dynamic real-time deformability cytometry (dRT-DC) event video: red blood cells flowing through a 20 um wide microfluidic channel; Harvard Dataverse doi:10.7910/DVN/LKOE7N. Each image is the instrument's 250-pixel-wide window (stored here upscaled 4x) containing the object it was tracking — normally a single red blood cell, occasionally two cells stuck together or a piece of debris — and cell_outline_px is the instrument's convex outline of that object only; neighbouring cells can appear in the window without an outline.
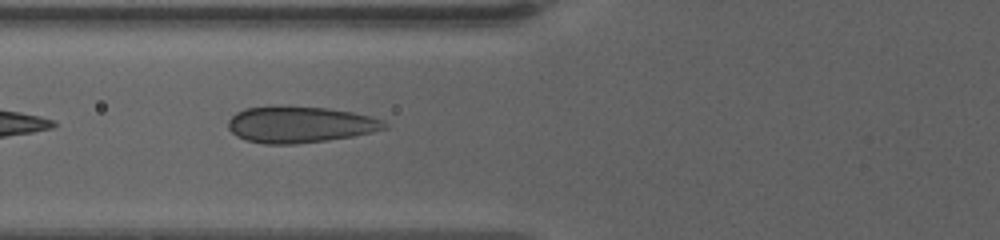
{"species": "human", "species_latin": "Homo sapiens", "temperature_condition": "warm", "stored_images_in_passage": 38, "camera_frame_rate_fps": 3000, "um_per_image_px": 0.085, "donor": {"sex": "female"}, "frame": {"image": 1, "passage_image": 3, "time_ms": 0.667, "image_size_px": [1000, 240], "cell_outline_px": [[388, 128], [372, 132], [352, 136], [328, 140], [296, 144], [264, 144], [248, 140], [236, 136], [228, 128], [228, 120], [236, 112], [244, 108], [272, 104], [276, 104], [328, 108], [352, 112], [368, 116], [380, 120], [388, 124]], "centroid_in_image_um": [25.44, 10.56], "position_along_channel_um": 100.4, "area_um2": 33.58}}
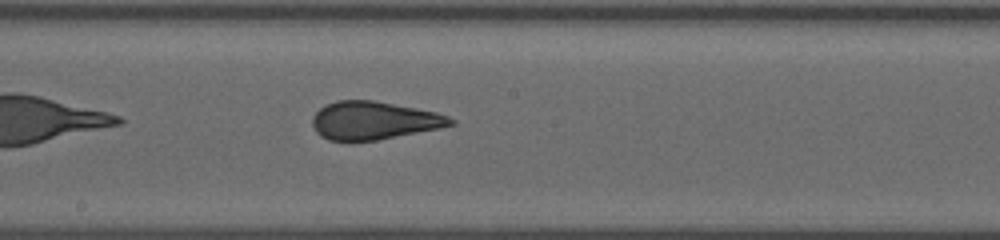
{"frame": {"image": 2, "passage_image": 13, "time_ms": 4.0, "image_size_px": [1000, 240], "cell_outline_px": [[456, 124], [440, 128], [376, 140], [348, 144], [328, 140], [320, 136], [316, 132], [312, 124], [312, 116], [324, 104], [336, 100], [372, 100], [416, 108], [436, 112], [448, 116], [456, 120]], "centroid_in_image_um": [31.72, 10.27], "position_along_channel_um": 216.5, "area_um2": 31.27}}
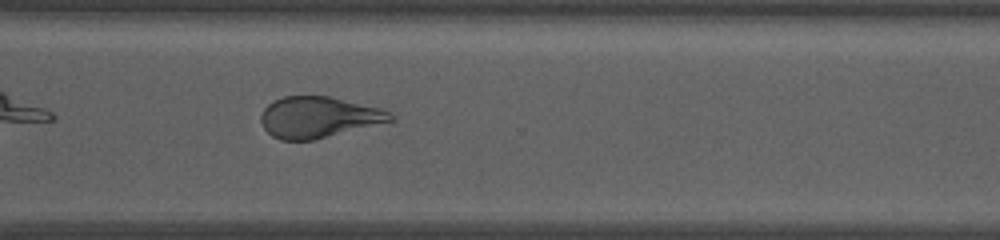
{"frame": {"image": 3, "passage_image": 24, "time_ms": 7.667, "image_size_px": [1000, 240], "cell_outline_px": [[396, 120], [392, 124], [312, 140], [280, 140], [272, 136], [264, 128], [260, 120], [260, 116], [264, 108], [268, 104], [284, 96], [328, 96], [380, 108], [396, 116]], "centroid_in_image_um": [27.19, 9.99], "position_along_channel_um": 343.4, "area_um2": 31.73}, "authors_computed_cell_mechanics": {"area_um2": 32.3391, "velocity_mm_per_s": 3.4718, "shape_relaxation_time_tau1_ms": null, "shape_relaxation_time_tau2_ms": 0.8099, "deformation_change_tau1": null, "deformation_change_tau2": 0.0613}}